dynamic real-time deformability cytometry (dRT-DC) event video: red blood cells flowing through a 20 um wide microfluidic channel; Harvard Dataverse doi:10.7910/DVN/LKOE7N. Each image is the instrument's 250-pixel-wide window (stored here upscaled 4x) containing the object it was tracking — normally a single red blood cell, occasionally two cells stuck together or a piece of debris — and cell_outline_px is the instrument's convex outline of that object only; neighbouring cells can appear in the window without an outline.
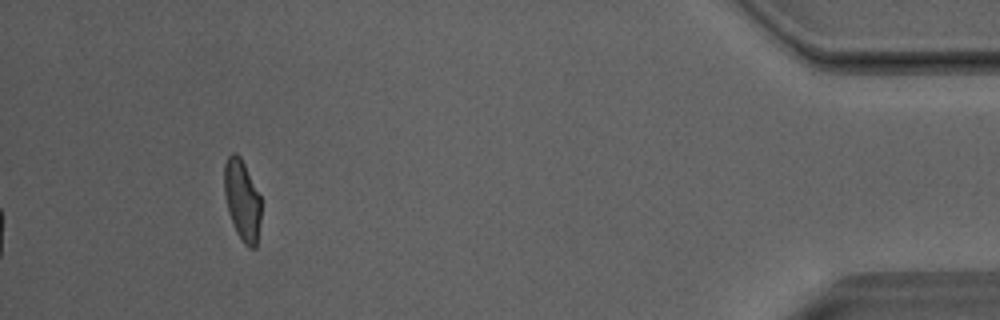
{"species": "Egyptian fruit bat (a non-hibernating species)", "species_latin": "Rousettus aegyptiacus", "temperature_condition": "room temperature", "stored_images_in_passage": 41, "camera_frame_rate_fps": 3000, "um_per_image_px": 0.085, "animal": {"sex": "male"}, "frame": {"image": 1, "passage_image": 41, "time_ms": 13.333, "image_size_px": [1000, 320], "cell_outline_px": [[260, 220], [256, 248], [248, 248], [244, 244], [236, 232], [228, 212], [224, 196], [224, 164], [228, 156], [232, 152], [236, 152], [240, 156], [260, 196]], "centroid_in_image_um": [20.56, 17.02], "position_along_channel_um": 414.6, "area_um2": 17.34}, "authors_computed_cell_mechanics": {"area_um2": 18.3804, "velocity_mm_per_s": 4.0824, "shape_relaxation_time_tau1_ms": 6.9688, "shape_relaxation_time_tau2_ms": 1.4545, "deformation_change_tau1": 0.1999, "deformation_change_tau2": 0.0719}}